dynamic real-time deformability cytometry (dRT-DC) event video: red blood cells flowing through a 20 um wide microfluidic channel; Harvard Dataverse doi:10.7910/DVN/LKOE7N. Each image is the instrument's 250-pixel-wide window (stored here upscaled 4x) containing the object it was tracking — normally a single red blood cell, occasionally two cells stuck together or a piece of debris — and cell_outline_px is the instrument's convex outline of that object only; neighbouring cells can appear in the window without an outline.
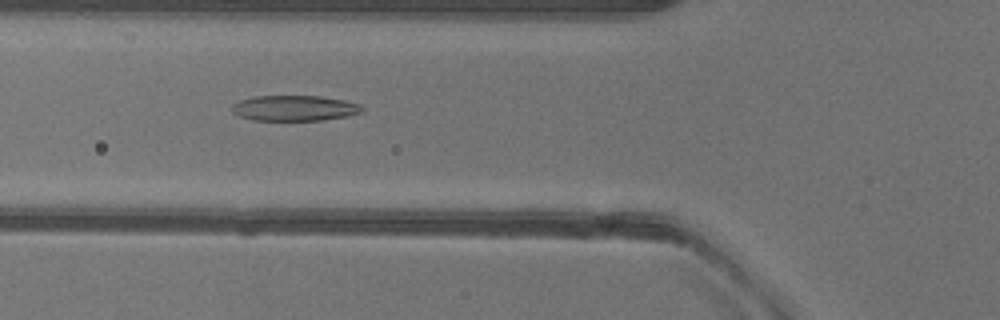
{"species": "common noctule bat (a hibernating species)", "species_latin": "Nyctalus noctula", "temperature_condition": "warm", "stored_images_in_passage": 51, "camera_frame_rate_fps": 3000, "um_per_image_px": 0.085, "animal": {"sex": "female"}, "frame": {"image": 1, "passage_image": 18, "time_ms": 5.667, "image_size_px": [1000, 320], "cell_outline_px": [[364, 108], [360, 112], [348, 116], [324, 120], [252, 120], [240, 116], [232, 112], [232, 104], [240, 100], [252, 96], [324, 96], [344, 100], [360, 104]], "centroid_in_image_um": [25.03, 9.18], "position_along_channel_um": 100.8, "area_um2": 19.42}}
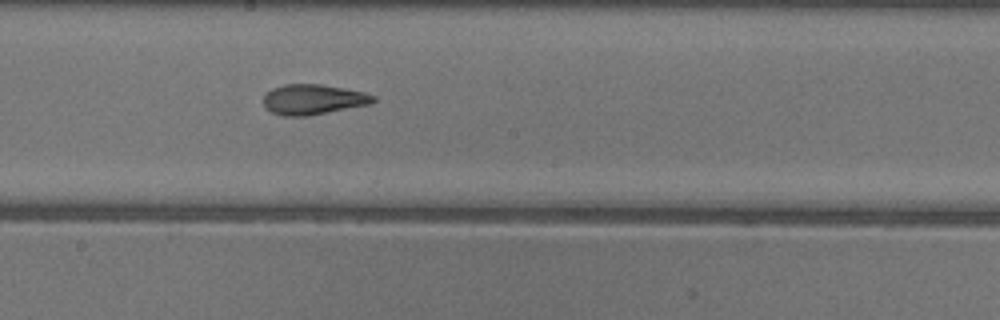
{"frame": {"image": 2, "passage_image": 27, "time_ms": 8.667, "image_size_px": [1000, 320], "cell_outline_px": [[376, 100], [368, 104], [308, 116], [284, 116], [272, 112], [264, 108], [264, 96], [272, 88], [284, 84], [320, 84], [344, 88], [364, 92], [376, 96]], "centroid_in_image_um": [26.6, 8.45], "position_along_channel_um": 221.6, "area_um2": 19.25}}
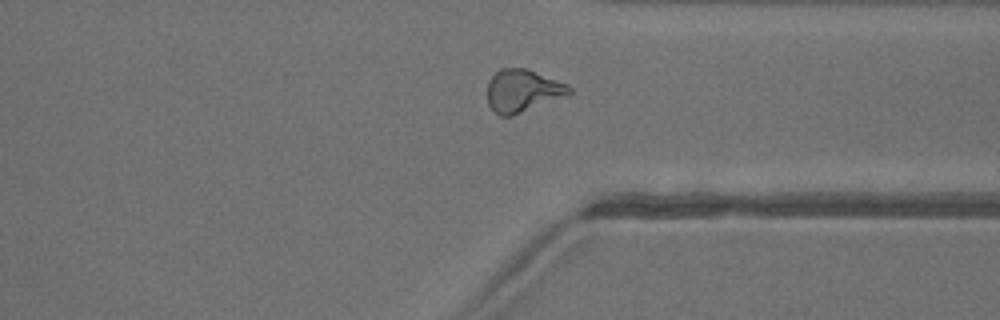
{"frame": {"image": 3, "passage_image": 38, "time_ms": 12.333, "image_size_px": [1000, 320], "cell_outline_px": [[572, 92], [512, 116], [500, 116], [488, 104], [488, 80], [500, 68], [524, 68], [568, 84], [572, 88]], "centroid_in_image_um": [44.39, 7.7], "position_along_channel_um": 367.0, "area_um2": 19.83}, "authors_computed_cell_mechanics": {"area_um2": 20.1722, "velocity_mm_per_s": 4.0066, "shape_relaxation_time_tau1_ms": null, "shape_relaxation_time_tau2_ms": 1.8411, "deformation_change_tau1": null, "deformation_change_tau2": 0.0975}}